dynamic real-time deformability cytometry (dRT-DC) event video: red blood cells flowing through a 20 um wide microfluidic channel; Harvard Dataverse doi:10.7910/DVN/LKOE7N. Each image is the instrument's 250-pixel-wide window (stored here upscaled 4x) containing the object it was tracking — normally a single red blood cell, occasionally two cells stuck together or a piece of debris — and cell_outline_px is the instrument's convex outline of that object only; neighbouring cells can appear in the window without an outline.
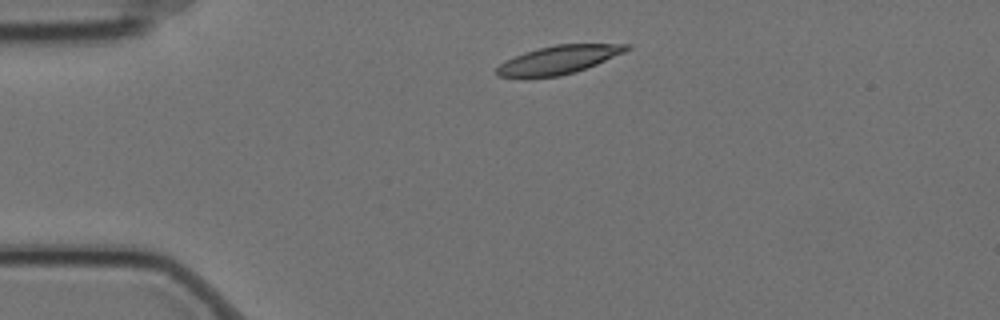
{"species": "Egyptian fruit bat (a non-hibernating species)", "species_latin": "Rousettus aegyptiacus", "temperature_condition": "cold", "stored_images_in_passage": 2, "camera_frame_rate_fps": 3000, "um_per_image_px": 0.085, "animal": {"sex": "female"}, "frame": {"image": 1, "passage_image": 1, "time_ms": 0.0, "image_size_px": [1000, 320], "cell_outline_px": [[632, 48], [624, 52], [596, 64], [576, 72], [560, 76], [524, 80], [496, 76], [496, 68], [500, 64], [524, 52], [556, 44], [628, 44]], "centroid_in_image_um": [47.4, 5.13], "position_along_channel_um": 37.6, "area_um2": 21.79}}